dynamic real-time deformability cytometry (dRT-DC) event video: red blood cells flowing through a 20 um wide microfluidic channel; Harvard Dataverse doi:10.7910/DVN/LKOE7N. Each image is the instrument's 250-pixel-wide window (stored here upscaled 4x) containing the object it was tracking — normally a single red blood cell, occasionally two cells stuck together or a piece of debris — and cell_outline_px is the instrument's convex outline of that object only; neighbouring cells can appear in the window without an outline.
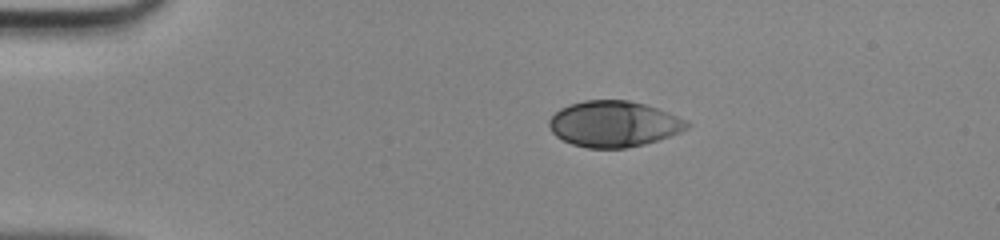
{"species": "human", "species_latin": "Homo sapiens", "temperature_condition": "room temperature", "stored_images_in_passage": 39, "camera_frame_rate_fps": 3000, "um_per_image_px": 0.085, "donor": {"sex": "male"}, "frame": {"image": 1, "passage_image": 1, "time_ms": 0.0, "image_size_px": [1000, 240], "cell_outline_px": [[692, 124], [688, 128], [680, 132], [644, 144], [624, 148], [588, 148], [572, 144], [556, 136], [552, 132], [548, 124], [548, 120], [560, 108], [568, 104], [584, 100], [628, 100], [644, 104], [668, 112]], "centroid_in_image_um": [52.14, 10.53], "position_along_channel_um": 32.9, "area_um2": 36.7}}
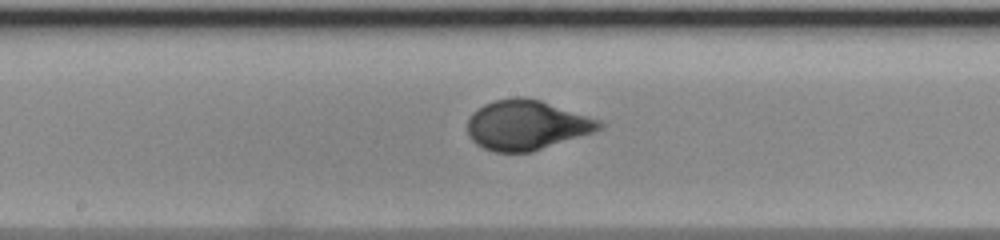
{"frame": {"image": 2, "passage_image": 17, "time_ms": 5.333, "image_size_px": [1000, 240], "cell_outline_px": [[604, 128], [592, 132], [528, 152], [492, 152], [476, 144], [468, 136], [468, 120], [472, 112], [484, 104], [496, 100], [516, 96], [524, 96], [540, 100], [600, 120], [604, 124]], "centroid_in_image_um": [44.72, 10.62], "position_along_channel_um": 203.5, "area_um2": 37.86}}
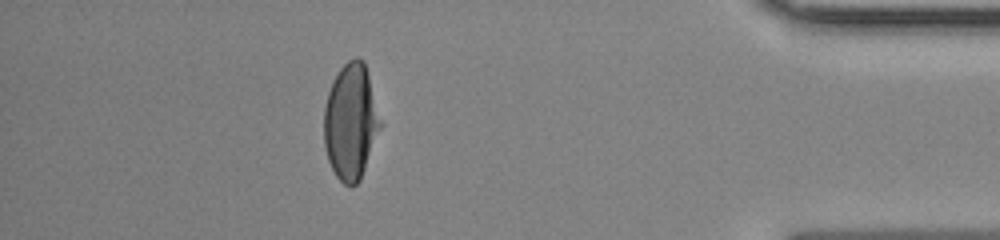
{"frame": {"image": 3, "passage_image": 34, "time_ms": 11.0, "image_size_px": [1000, 240], "cell_outline_px": [[384, 124], [360, 180], [352, 188], [344, 184], [336, 176], [328, 160], [324, 144], [324, 108], [328, 92], [332, 80], [340, 68], [348, 60], [356, 56], [364, 60]], "centroid_in_image_um": [29.85, 10.34], "position_along_channel_um": 405.3, "area_um2": 38.9}}